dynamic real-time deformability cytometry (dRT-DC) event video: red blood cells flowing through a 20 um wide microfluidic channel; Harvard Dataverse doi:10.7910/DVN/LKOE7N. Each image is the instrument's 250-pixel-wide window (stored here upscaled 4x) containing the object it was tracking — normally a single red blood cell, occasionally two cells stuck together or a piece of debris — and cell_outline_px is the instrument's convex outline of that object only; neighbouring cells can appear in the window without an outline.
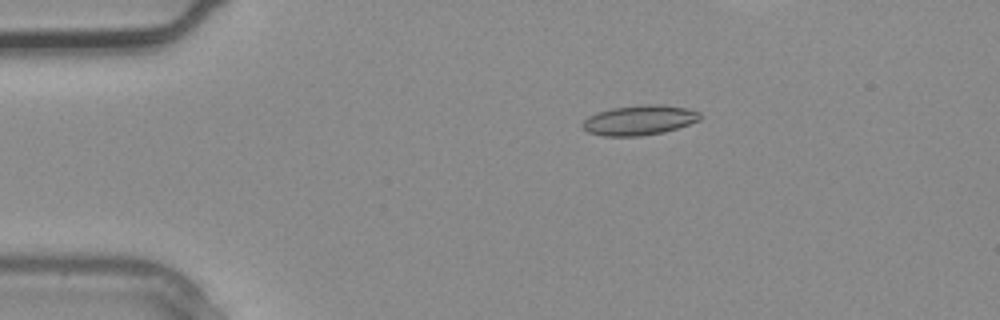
{"species": "common noctule bat (a hibernating species)", "species_latin": "Nyctalus noctula", "temperature_condition": "warm", "stored_images_in_passage": 3, "camera_frame_rate_fps": 3000, "um_per_image_px": 0.085, "animal": {"sex": "male", "body_mass_g": 20.4}, "frame": {"image": 1, "passage_image": 1, "time_ms": 0.0, "image_size_px": [1000, 320], "cell_outline_px": [[700, 120], [664, 132], [640, 136], [604, 136], [588, 132], [580, 124], [588, 116], [596, 112], [612, 108], [644, 104], [660, 104], [688, 108], [700, 112]], "centroid_in_image_um": [54.33, 10.2], "position_along_channel_um": 30.7, "area_um2": 20.52}}